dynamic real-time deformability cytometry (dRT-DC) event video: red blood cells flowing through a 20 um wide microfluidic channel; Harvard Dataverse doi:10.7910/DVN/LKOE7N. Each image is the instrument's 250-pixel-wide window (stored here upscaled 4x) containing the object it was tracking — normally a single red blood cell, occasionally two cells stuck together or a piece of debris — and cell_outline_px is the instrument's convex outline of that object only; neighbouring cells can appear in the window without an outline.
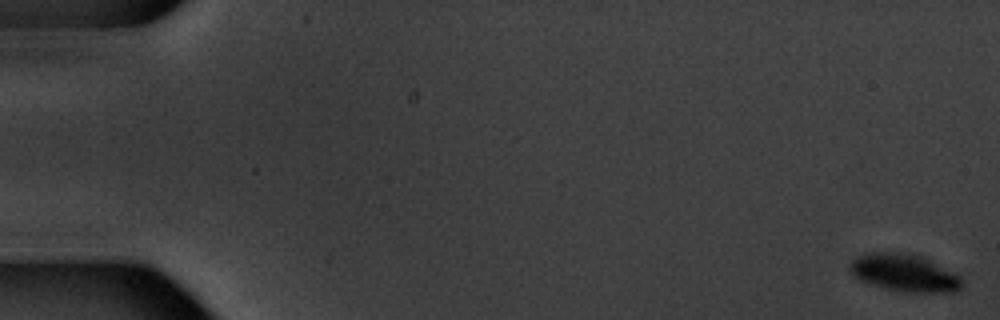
{"species": "common noctule bat (a hibernating species)", "species_latin": "Nyctalus noctula", "temperature_condition": "warm", "stored_images_in_passage": 6, "camera_frame_rate_fps": 3000, "um_per_image_px": 0.085, "animal": {"sex": "male", "body_mass_g": 20.1, "forearm_length_mm": 53.5}, "frame": {"image": 1, "passage_image": 1, "time_ms": 0.0, "image_size_px": [1000, 320], "cell_outline_px": [[964, 284], [956, 292], [908, 292], [888, 288], [872, 284], [860, 280], [848, 268], [852, 260], [856, 256], [864, 252], [912, 252], [960, 276]], "centroid_in_image_um": [76.86, 23.17], "position_along_channel_um": 8.1, "area_um2": 24.28}}
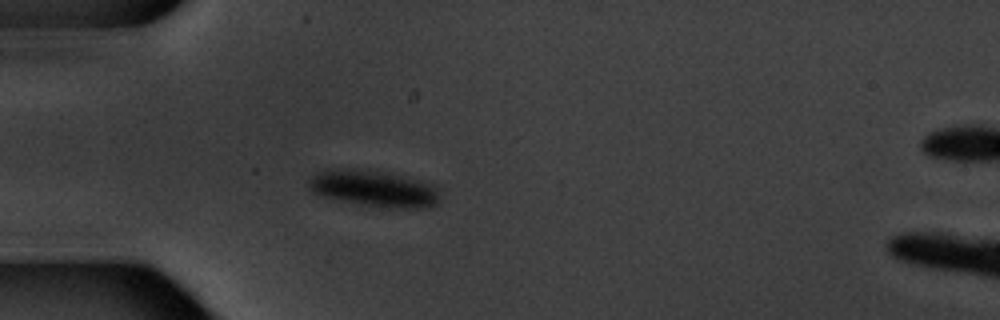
{"frame": {"image": 2, "passage_image": 5, "time_ms": 5.667, "image_size_px": [1000, 320], "cell_outline_px": [[440, 200], [436, 204], [424, 208], [388, 208], [340, 200], [324, 196], [312, 192], [308, 188], [308, 180], [312, 176], [320, 172], [348, 168], [388, 172], [420, 180], [432, 184], [436, 188]], "centroid_in_image_um": [31.81, 16.03], "position_along_channel_um": 53.2, "area_um2": 27.57}}